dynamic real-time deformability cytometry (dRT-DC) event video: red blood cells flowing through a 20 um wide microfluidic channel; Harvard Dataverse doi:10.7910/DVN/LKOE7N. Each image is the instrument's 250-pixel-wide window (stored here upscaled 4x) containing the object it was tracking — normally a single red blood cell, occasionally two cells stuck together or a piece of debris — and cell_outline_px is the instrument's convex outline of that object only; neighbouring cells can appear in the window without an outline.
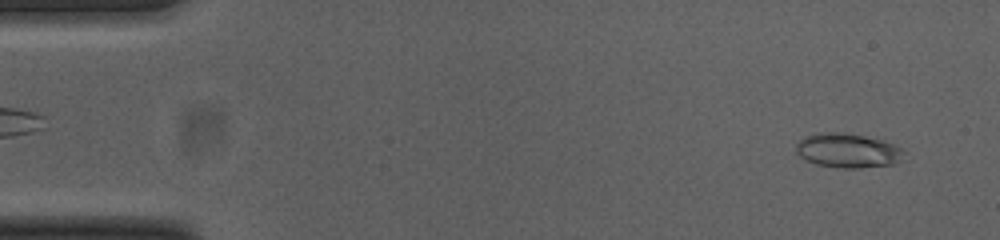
{"species": "common noctule bat (a hibernating species)", "species_latin": "Nyctalus noctula", "temperature_condition": "cold", "stored_images_in_passage": 52, "camera_frame_rate_fps": 3000, "um_per_image_px": 0.085, "animal": {"sex": "female", "body_mass_g": 23.0, "forearm_length_mm": 53.4}, "frame": {"image": 1, "passage_image": 3, "time_ms": 0.667, "image_size_px": [1000, 240], "cell_outline_px": [[904, 160], [896, 164], [860, 168], [844, 168], [816, 164], [804, 160], [796, 152], [796, 144], [804, 136], [816, 132], [844, 132], [884, 140], [904, 148]], "centroid_in_image_um": [72.09, 12.79], "position_along_channel_um": 12.9, "area_um2": 22.08}}
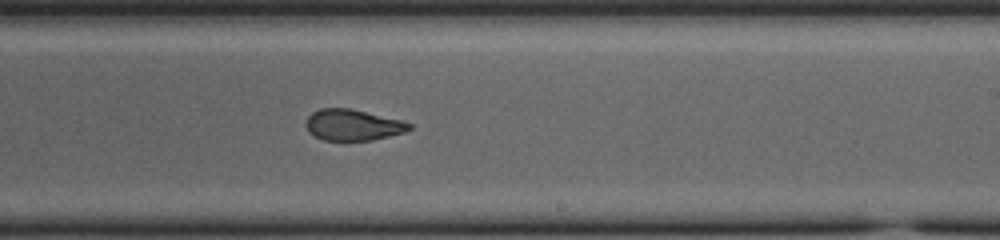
{"frame": {"image": 2, "passage_image": 31, "time_ms": 10.0, "image_size_px": [1000, 240], "cell_outline_px": [[412, 128], [404, 132], [372, 140], [324, 140], [308, 132], [304, 124], [308, 116], [312, 112], [320, 108], [352, 108], [400, 120], [412, 124]], "centroid_in_image_um": [29.96, 10.61], "position_along_channel_um": 259.0, "area_um2": 18.73}}
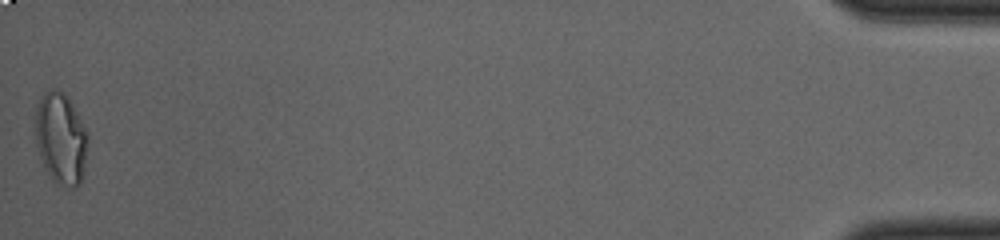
{"frame": {"image": 3, "passage_image": 52, "time_ms": 17.0, "image_size_px": [1000, 240], "cell_outline_px": [[88, 144], [84, 168], [80, 184], [76, 188], [60, 188], [52, 180], [44, 168], [36, 144], [36, 108], [40, 96], [44, 92], [52, 88], [56, 88], [64, 92], [80, 116], [88, 132]], "centroid_in_image_um": [5.18, 11.8], "position_along_channel_um": 430.0, "area_um2": 28.61}, "authors_computed_cell_mechanics": {"area_um2": 20.5768, "velocity_mm_per_s": 3.8659, "shape_relaxation_time_tau1_ms": 9.8538, "shape_relaxation_time_tau2_ms": 1.3887, "deformation_change_tau1": 0.2526, "deformation_change_tau2": 0.0694}}